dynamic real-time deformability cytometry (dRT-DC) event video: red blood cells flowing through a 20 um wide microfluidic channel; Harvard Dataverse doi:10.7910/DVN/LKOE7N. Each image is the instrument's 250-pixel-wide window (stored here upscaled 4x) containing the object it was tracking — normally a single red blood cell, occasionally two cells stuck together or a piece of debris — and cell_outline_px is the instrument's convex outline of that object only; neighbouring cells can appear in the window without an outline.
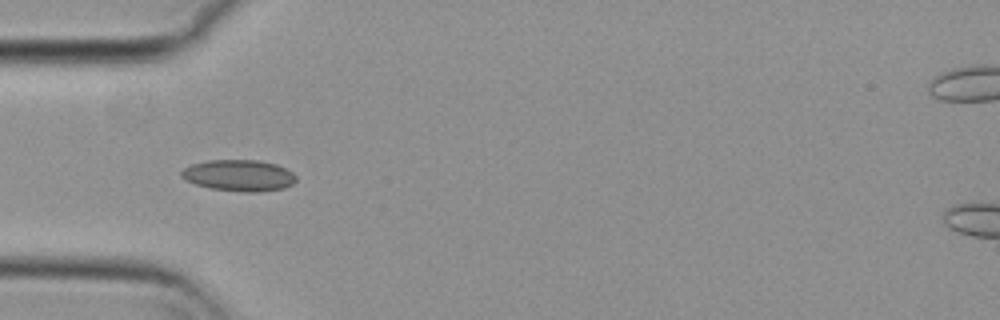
{"species": "common noctule bat (a hibernating species)", "species_latin": "Nyctalus noctula", "temperature_condition": "cold", "stored_images_in_passage": 41, "camera_frame_rate_fps": 3000, "um_per_image_px": 0.085, "animal": {"sex": "female", "body_mass_g": 29.2, "forearm_length_mm": 56.3}, "frame": {"image": 1, "passage_image": 3, "time_ms": 0.667, "image_size_px": [1000, 320], "cell_outline_px": [[296, 180], [292, 184], [284, 188], [260, 192], [244, 192], [212, 188], [196, 184], [180, 176], [180, 172], [184, 168], [192, 164], [208, 160], [256, 160], [276, 164], [292, 172], [296, 176]], "centroid_in_image_um": [20.32, 14.91], "position_along_channel_um": 64.7, "area_um2": 20.81}}
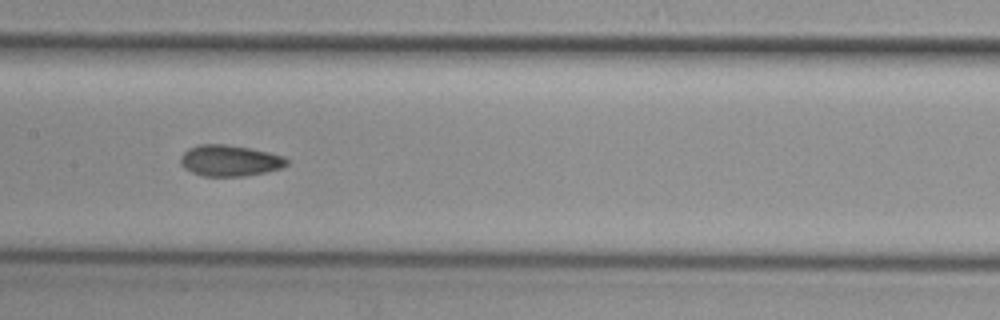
{"frame": {"image": 2, "passage_image": 13, "time_ms": 4.0, "image_size_px": [1000, 320], "cell_outline_px": [[288, 164], [284, 168], [244, 176], [204, 176], [192, 172], [184, 168], [180, 164], [180, 156], [188, 148], [200, 144], [224, 144], [248, 148], [268, 152], [284, 156], [288, 160]], "centroid_in_image_um": [19.52, 13.65], "position_along_channel_um": 187.9, "area_um2": 19.31}}
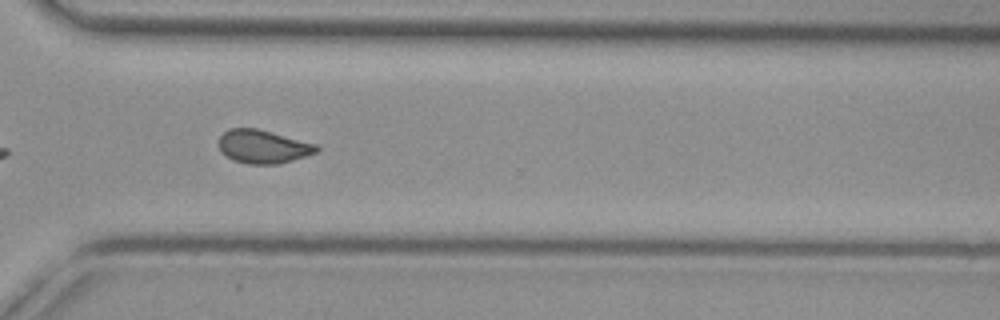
{"frame": {"image": 3, "passage_image": 26, "time_ms": 8.333, "image_size_px": [1000, 320], "cell_outline_px": [[320, 148], [316, 152], [292, 160], [276, 164], [248, 164], [232, 160], [220, 152], [220, 136], [228, 128], [256, 128], [272, 132], [316, 144]], "centroid_in_image_um": [22.33, 12.46], "position_along_channel_um": 348.3, "area_um2": 18.9}, "authors_computed_cell_mechanics": {"area_um2": 18.9584, "velocity_mm_per_s": 3.7096, "shape_relaxation_time_tau1_ms": null, "shape_relaxation_time_tau2_ms": 2.9544, "deformation_change_tau1": null, "deformation_change_tau2": 0.0785}}